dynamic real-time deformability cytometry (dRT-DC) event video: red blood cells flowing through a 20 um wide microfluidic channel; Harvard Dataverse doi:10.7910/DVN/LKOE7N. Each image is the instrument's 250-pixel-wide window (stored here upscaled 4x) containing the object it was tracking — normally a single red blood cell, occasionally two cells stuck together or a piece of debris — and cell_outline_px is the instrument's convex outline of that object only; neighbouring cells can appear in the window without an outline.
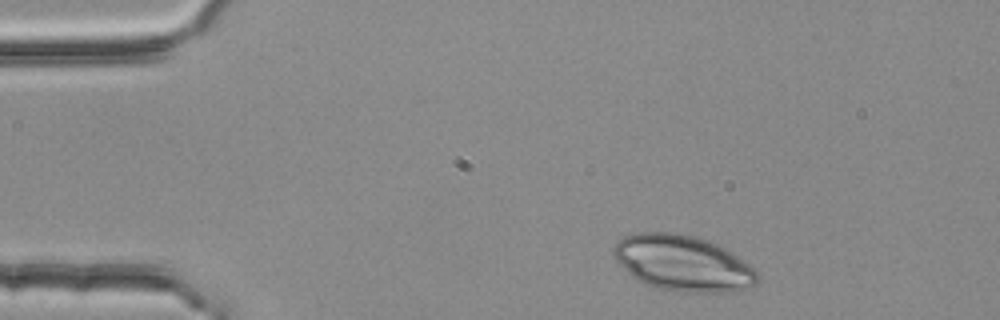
{"species": "common noctule bat (a hibernating species)", "species_latin": "Nyctalus noctula", "temperature_condition": "room temperature", "stored_images_in_passage": 3, "camera_frame_rate_fps": 3000, "um_per_image_px": 0.085, "animal": {"sex": "female", "body_mass_g": 25.1}, "frame": {"image": 1, "passage_image": 1, "time_ms": 0.0, "image_size_px": [1000, 320], "cell_outline_px": [[760, 280], [756, 284], [748, 288], [724, 292], [684, 292], [660, 288], [644, 284], [632, 276], [612, 256], [612, 248], [624, 236], [640, 232], [676, 232], [696, 236], [708, 240], [732, 252], [748, 264], [756, 272]], "centroid_in_image_um": [58.03, 22.36], "position_along_channel_um": 27.0, "area_um2": 46.64}}